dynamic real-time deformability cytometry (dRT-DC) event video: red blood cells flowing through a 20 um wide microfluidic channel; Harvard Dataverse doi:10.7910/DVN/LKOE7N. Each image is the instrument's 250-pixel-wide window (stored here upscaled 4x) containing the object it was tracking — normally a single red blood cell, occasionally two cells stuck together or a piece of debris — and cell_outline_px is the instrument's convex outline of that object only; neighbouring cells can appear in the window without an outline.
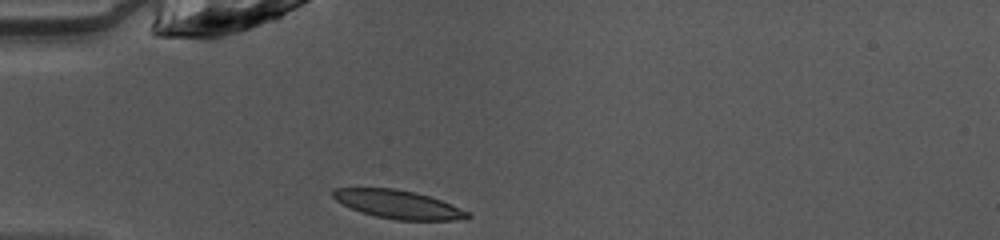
{"species": "common noctule bat (a hibernating species)", "species_latin": "Nyctalus noctula", "temperature_condition": "warm", "stored_images_in_passage": 36, "camera_frame_rate_fps": 3000, "um_per_image_px": 0.085, "animal": {"sex": "female", "body_mass_g": 10.0, "forearm_length_mm": 53.1}, "frame": {"image": 1, "passage_image": 1, "time_ms": 0.0, "image_size_px": [1000, 240], "cell_outline_px": [[472, 216], [452, 220], [396, 220], [376, 216], [360, 212], [336, 200], [332, 196], [332, 188], [392, 188], [416, 192], [452, 204], [468, 212]], "centroid_in_image_um": [33.82, 17.37], "position_along_channel_um": 51.2, "area_um2": 22.02}}
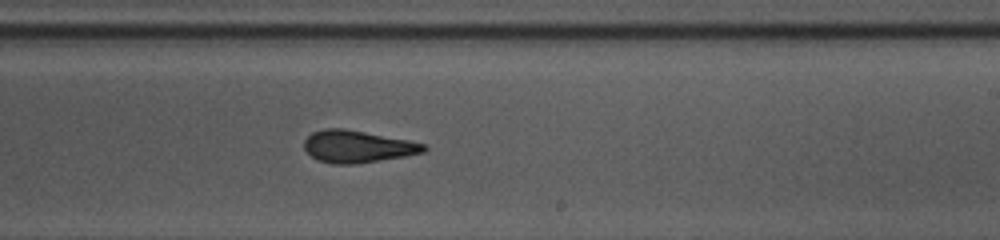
{"frame": {"image": 2, "passage_image": 17, "time_ms": 5.333, "image_size_px": [1000, 240], "cell_outline_px": [[428, 148], [424, 152], [404, 156], [356, 164], [332, 164], [316, 160], [304, 148], [304, 140], [312, 132], [324, 128], [344, 128], [408, 140], [424, 144]], "centroid_in_image_um": [30.35, 12.45], "position_along_channel_um": 258.6, "area_um2": 22.37}}
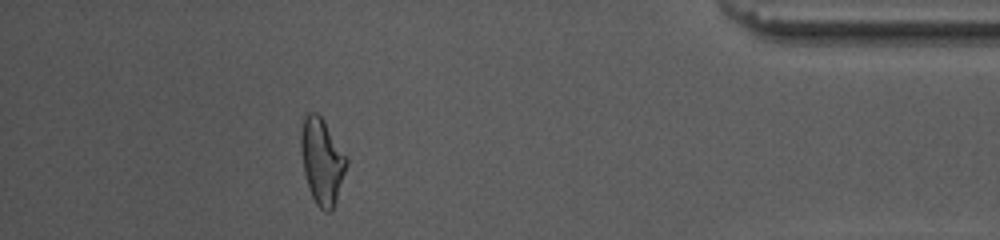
{"frame": {"image": 3, "passage_image": 31, "time_ms": 10.0, "image_size_px": [1000, 240], "cell_outline_px": [[348, 164], [332, 212], [324, 212], [316, 204], [312, 196], [304, 172], [300, 148], [300, 132], [304, 116], [308, 112], [316, 112], [324, 120], [348, 160]], "centroid_in_image_um": [27.35, 13.69], "position_along_channel_um": 407.8, "area_um2": 22.72}, "authors_computed_cell_mechanics": {"area_um2": 22.542, "velocity_mm_per_s": 4.0947, "shape_relaxation_time_tau1_ms": 6.3962, "shape_relaxation_time_tau2_ms": 2.5605, "deformation_change_tau1": 0.2091, "deformation_change_tau2": 0.0765}}